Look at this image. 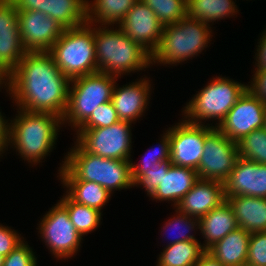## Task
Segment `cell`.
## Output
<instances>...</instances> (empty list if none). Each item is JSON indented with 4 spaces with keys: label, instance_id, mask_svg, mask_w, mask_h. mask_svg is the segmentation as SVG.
Instances as JSON below:
<instances>
[{
    "label": "cell",
    "instance_id": "cell-1",
    "mask_svg": "<svg viewBox=\"0 0 266 266\" xmlns=\"http://www.w3.org/2000/svg\"><path fill=\"white\" fill-rule=\"evenodd\" d=\"M69 84L48 52H28L9 75L6 92L19 109L62 118L68 104Z\"/></svg>",
    "mask_w": 266,
    "mask_h": 266
},
{
    "label": "cell",
    "instance_id": "cell-2",
    "mask_svg": "<svg viewBox=\"0 0 266 266\" xmlns=\"http://www.w3.org/2000/svg\"><path fill=\"white\" fill-rule=\"evenodd\" d=\"M62 162L58 170L61 181L95 182L110 194L134 187L131 161L96 156L85 151L77 142Z\"/></svg>",
    "mask_w": 266,
    "mask_h": 266
},
{
    "label": "cell",
    "instance_id": "cell-3",
    "mask_svg": "<svg viewBox=\"0 0 266 266\" xmlns=\"http://www.w3.org/2000/svg\"><path fill=\"white\" fill-rule=\"evenodd\" d=\"M17 113L14 120H10L8 145L14 146L24 161L37 165L54 148L62 118L19 108Z\"/></svg>",
    "mask_w": 266,
    "mask_h": 266
},
{
    "label": "cell",
    "instance_id": "cell-4",
    "mask_svg": "<svg viewBox=\"0 0 266 266\" xmlns=\"http://www.w3.org/2000/svg\"><path fill=\"white\" fill-rule=\"evenodd\" d=\"M92 26L98 72L119 77L152 66V56L120 28Z\"/></svg>",
    "mask_w": 266,
    "mask_h": 266
},
{
    "label": "cell",
    "instance_id": "cell-5",
    "mask_svg": "<svg viewBox=\"0 0 266 266\" xmlns=\"http://www.w3.org/2000/svg\"><path fill=\"white\" fill-rule=\"evenodd\" d=\"M209 26L187 16L177 23L163 26L161 42L152 55V64L176 66L198 56L211 41L212 30Z\"/></svg>",
    "mask_w": 266,
    "mask_h": 266
},
{
    "label": "cell",
    "instance_id": "cell-6",
    "mask_svg": "<svg viewBox=\"0 0 266 266\" xmlns=\"http://www.w3.org/2000/svg\"><path fill=\"white\" fill-rule=\"evenodd\" d=\"M48 53L69 80L98 72L92 24L64 29Z\"/></svg>",
    "mask_w": 266,
    "mask_h": 266
},
{
    "label": "cell",
    "instance_id": "cell-7",
    "mask_svg": "<svg viewBox=\"0 0 266 266\" xmlns=\"http://www.w3.org/2000/svg\"><path fill=\"white\" fill-rule=\"evenodd\" d=\"M246 90L247 85L244 83L217 76L189 100L182 115L193 124L202 125V120H218L215 124L217 127Z\"/></svg>",
    "mask_w": 266,
    "mask_h": 266
},
{
    "label": "cell",
    "instance_id": "cell-8",
    "mask_svg": "<svg viewBox=\"0 0 266 266\" xmlns=\"http://www.w3.org/2000/svg\"><path fill=\"white\" fill-rule=\"evenodd\" d=\"M116 76L96 72L70 80L68 104L62 123L75 130L92 114L96 107L111 101Z\"/></svg>",
    "mask_w": 266,
    "mask_h": 266
},
{
    "label": "cell",
    "instance_id": "cell-9",
    "mask_svg": "<svg viewBox=\"0 0 266 266\" xmlns=\"http://www.w3.org/2000/svg\"><path fill=\"white\" fill-rule=\"evenodd\" d=\"M131 125L128 121L120 120L108 127L77 129L76 142L96 156L131 161Z\"/></svg>",
    "mask_w": 266,
    "mask_h": 266
},
{
    "label": "cell",
    "instance_id": "cell-10",
    "mask_svg": "<svg viewBox=\"0 0 266 266\" xmlns=\"http://www.w3.org/2000/svg\"><path fill=\"white\" fill-rule=\"evenodd\" d=\"M51 207L38 224V232L56 259L75 256L82 236L72 224L67 210L59 203Z\"/></svg>",
    "mask_w": 266,
    "mask_h": 266
},
{
    "label": "cell",
    "instance_id": "cell-11",
    "mask_svg": "<svg viewBox=\"0 0 266 266\" xmlns=\"http://www.w3.org/2000/svg\"><path fill=\"white\" fill-rule=\"evenodd\" d=\"M238 158V144L215 127L205 137L203 154L197 169L198 178L224 183Z\"/></svg>",
    "mask_w": 266,
    "mask_h": 266
},
{
    "label": "cell",
    "instance_id": "cell-12",
    "mask_svg": "<svg viewBox=\"0 0 266 266\" xmlns=\"http://www.w3.org/2000/svg\"><path fill=\"white\" fill-rule=\"evenodd\" d=\"M215 126L193 124L186 120L169 127L170 159L172 165L197 171L203 154L205 137Z\"/></svg>",
    "mask_w": 266,
    "mask_h": 266
},
{
    "label": "cell",
    "instance_id": "cell-13",
    "mask_svg": "<svg viewBox=\"0 0 266 266\" xmlns=\"http://www.w3.org/2000/svg\"><path fill=\"white\" fill-rule=\"evenodd\" d=\"M265 107L266 104L247 89L217 128L237 143L253 130L263 128Z\"/></svg>",
    "mask_w": 266,
    "mask_h": 266
},
{
    "label": "cell",
    "instance_id": "cell-14",
    "mask_svg": "<svg viewBox=\"0 0 266 266\" xmlns=\"http://www.w3.org/2000/svg\"><path fill=\"white\" fill-rule=\"evenodd\" d=\"M22 44L28 52H48L64 27L40 11L18 10Z\"/></svg>",
    "mask_w": 266,
    "mask_h": 266
},
{
    "label": "cell",
    "instance_id": "cell-15",
    "mask_svg": "<svg viewBox=\"0 0 266 266\" xmlns=\"http://www.w3.org/2000/svg\"><path fill=\"white\" fill-rule=\"evenodd\" d=\"M118 27L151 56L161 42L163 25L159 22L154 11L142 0H138L134 4L118 24Z\"/></svg>",
    "mask_w": 266,
    "mask_h": 266
},
{
    "label": "cell",
    "instance_id": "cell-16",
    "mask_svg": "<svg viewBox=\"0 0 266 266\" xmlns=\"http://www.w3.org/2000/svg\"><path fill=\"white\" fill-rule=\"evenodd\" d=\"M27 53L20 37L18 9L12 0H0V68L10 75Z\"/></svg>",
    "mask_w": 266,
    "mask_h": 266
},
{
    "label": "cell",
    "instance_id": "cell-17",
    "mask_svg": "<svg viewBox=\"0 0 266 266\" xmlns=\"http://www.w3.org/2000/svg\"><path fill=\"white\" fill-rule=\"evenodd\" d=\"M18 10L40 11L65 29L87 23V0H12Z\"/></svg>",
    "mask_w": 266,
    "mask_h": 266
},
{
    "label": "cell",
    "instance_id": "cell-18",
    "mask_svg": "<svg viewBox=\"0 0 266 266\" xmlns=\"http://www.w3.org/2000/svg\"><path fill=\"white\" fill-rule=\"evenodd\" d=\"M225 196L246 195L266 198V164L239 157L224 182Z\"/></svg>",
    "mask_w": 266,
    "mask_h": 266
},
{
    "label": "cell",
    "instance_id": "cell-19",
    "mask_svg": "<svg viewBox=\"0 0 266 266\" xmlns=\"http://www.w3.org/2000/svg\"><path fill=\"white\" fill-rule=\"evenodd\" d=\"M225 200L223 182L198 179L190 191L180 200L176 209L200 219Z\"/></svg>",
    "mask_w": 266,
    "mask_h": 266
},
{
    "label": "cell",
    "instance_id": "cell-20",
    "mask_svg": "<svg viewBox=\"0 0 266 266\" xmlns=\"http://www.w3.org/2000/svg\"><path fill=\"white\" fill-rule=\"evenodd\" d=\"M147 79L149 78L145 76L131 84L123 85V87H118L115 84L111 102L121 121L132 123L142 117L149 104V97H151V84Z\"/></svg>",
    "mask_w": 266,
    "mask_h": 266
},
{
    "label": "cell",
    "instance_id": "cell-21",
    "mask_svg": "<svg viewBox=\"0 0 266 266\" xmlns=\"http://www.w3.org/2000/svg\"><path fill=\"white\" fill-rule=\"evenodd\" d=\"M198 179L196 170L171 165L169 170H163L161 183L149 197L156 201H172L175 209Z\"/></svg>",
    "mask_w": 266,
    "mask_h": 266
},
{
    "label": "cell",
    "instance_id": "cell-22",
    "mask_svg": "<svg viewBox=\"0 0 266 266\" xmlns=\"http://www.w3.org/2000/svg\"><path fill=\"white\" fill-rule=\"evenodd\" d=\"M240 228L249 233L266 232V198L225 196Z\"/></svg>",
    "mask_w": 266,
    "mask_h": 266
},
{
    "label": "cell",
    "instance_id": "cell-23",
    "mask_svg": "<svg viewBox=\"0 0 266 266\" xmlns=\"http://www.w3.org/2000/svg\"><path fill=\"white\" fill-rule=\"evenodd\" d=\"M199 220L200 233H202L203 238H205V244L203 243L202 246L206 251L228 233L239 227L233 209L227 200L213 208Z\"/></svg>",
    "mask_w": 266,
    "mask_h": 266
},
{
    "label": "cell",
    "instance_id": "cell-24",
    "mask_svg": "<svg viewBox=\"0 0 266 266\" xmlns=\"http://www.w3.org/2000/svg\"><path fill=\"white\" fill-rule=\"evenodd\" d=\"M251 233L238 227L212 246L208 252L224 266H239L247 261Z\"/></svg>",
    "mask_w": 266,
    "mask_h": 266
},
{
    "label": "cell",
    "instance_id": "cell-25",
    "mask_svg": "<svg viewBox=\"0 0 266 266\" xmlns=\"http://www.w3.org/2000/svg\"><path fill=\"white\" fill-rule=\"evenodd\" d=\"M138 0H87V23L119 24Z\"/></svg>",
    "mask_w": 266,
    "mask_h": 266
},
{
    "label": "cell",
    "instance_id": "cell-26",
    "mask_svg": "<svg viewBox=\"0 0 266 266\" xmlns=\"http://www.w3.org/2000/svg\"><path fill=\"white\" fill-rule=\"evenodd\" d=\"M186 16L208 24L237 14L233 0H186Z\"/></svg>",
    "mask_w": 266,
    "mask_h": 266
},
{
    "label": "cell",
    "instance_id": "cell-27",
    "mask_svg": "<svg viewBox=\"0 0 266 266\" xmlns=\"http://www.w3.org/2000/svg\"><path fill=\"white\" fill-rule=\"evenodd\" d=\"M66 195L74 202L101 212L111 194L101 185L91 181H61Z\"/></svg>",
    "mask_w": 266,
    "mask_h": 266
},
{
    "label": "cell",
    "instance_id": "cell-28",
    "mask_svg": "<svg viewBox=\"0 0 266 266\" xmlns=\"http://www.w3.org/2000/svg\"><path fill=\"white\" fill-rule=\"evenodd\" d=\"M206 252L200 241H181L167 244L156 266H194Z\"/></svg>",
    "mask_w": 266,
    "mask_h": 266
},
{
    "label": "cell",
    "instance_id": "cell-29",
    "mask_svg": "<svg viewBox=\"0 0 266 266\" xmlns=\"http://www.w3.org/2000/svg\"><path fill=\"white\" fill-rule=\"evenodd\" d=\"M59 203L67 210L72 224L82 237L98 229L102 212L89 206L78 204L66 194L59 200Z\"/></svg>",
    "mask_w": 266,
    "mask_h": 266
},
{
    "label": "cell",
    "instance_id": "cell-30",
    "mask_svg": "<svg viewBox=\"0 0 266 266\" xmlns=\"http://www.w3.org/2000/svg\"><path fill=\"white\" fill-rule=\"evenodd\" d=\"M237 144L239 157L266 164V130L264 128L253 130Z\"/></svg>",
    "mask_w": 266,
    "mask_h": 266
},
{
    "label": "cell",
    "instance_id": "cell-31",
    "mask_svg": "<svg viewBox=\"0 0 266 266\" xmlns=\"http://www.w3.org/2000/svg\"><path fill=\"white\" fill-rule=\"evenodd\" d=\"M163 25L177 23L186 16V0H142Z\"/></svg>",
    "mask_w": 266,
    "mask_h": 266
},
{
    "label": "cell",
    "instance_id": "cell-32",
    "mask_svg": "<svg viewBox=\"0 0 266 266\" xmlns=\"http://www.w3.org/2000/svg\"><path fill=\"white\" fill-rule=\"evenodd\" d=\"M175 211L177 212L176 215L172 216L173 218L167 220L168 222L165 223L163 227V231H161V232H164V231L166 232L169 229L171 230L175 229V231L177 230L178 233L173 237L174 239L171 238L170 240L171 242H169L168 244H174L177 242L189 241V240L199 241L196 239V237L193 234H191V231L193 230L195 231V229L196 230L200 229V220L198 218L191 217L190 215L184 214L180 212L178 209H176ZM166 233H165V236H166Z\"/></svg>",
    "mask_w": 266,
    "mask_h": 266
},
{
    "label": "cell",
    "instance_id": "cell-33",
    "mask_svg": "<svg viewBox=\"0 0 266 266\" xmlns=\"http://www.w3.org/2000/svg\"><path fill=\"white\" fill-rule=\"evenodd\" d=\"M161 138V143L157 148H152L153 152H149L147 156H144L142 163L133 164L131 161V173L133 183L144 174V168L155 167L156 163L160 161L168 160L170 158V138L169 131H165ZM146 155V154H145Z\"/></svg>",
    "mask_w": 266,
    "mask_h": 266
},
{
    "label": "cell",
    "instance_id": "cell-34",
    "mask_svg": "<svg viewBox=\"0 0 266 266\" xmlns=\"http://www.w3.org/2000/svg\"><path fill=\"white\" fill-rule=\"evenodd\" d=\"M120 121L112 102H106L96 107L91 116L78 129H93L108 127Z\"/></svg>",
    "mask_w": 266,
    "mask_h": 266
},
{
    "label": "cell",
    "instance_id": "cell-35",
    "mask_svg": "<svg viewBox=\"0 0 266 266\" xmlns=\"http://www.w3.org/2000/svg\"><path fill=\"white\" fill-rule=\"evenodd\" d=\"M171 165V159L169 158L156 163L155 167L144 168V174L133 183V186H143L147 195L150 196L161 183L163 170H169Z\"/></svg>",
    "mask_w": 266,
    "mask_h": 266
},
{
    "label": "cell",
    "instance_id": "cell-36",
    "mask_svg": "<svg viewBox=\"0 0 266 266\" xmlns=\"http://www.w3.org/2000/svg\"><path fill=\"white\" fill-rule=\"evenodd\" d=\"M246 262L255 266H266V232L251 233Z\"/></svg>",
    "mask_w": 266,
    "mask_h": 266
},
{
    "label": "cell",
    "instance_id": "cell-37",
    "mask_svg": "<svg viewBox=\"0 0 266 266\" xmlns=\"http://www.w3.org/2000/svg\"><path fill=\"white\" fill-rule=\"evenodd\" d=\"M3 266H38L37 257L24 240L4 258Z\"/></svg>",
    "mask_w": 266,
    "mask_h": 266
},
{
    "label": "cell",
    "instance_id": "cell-38",
    "mask_svg": "<svg viewBox=\"0 0 266 266\" xmlns=\"http://www.w3.org/2000/svg\"><path fill=\"white\" fill-rule=\"evenodd\" d=\"M23 241L21 234L19 235L16 230L0 224V255L6 257Z\"/></svg>",
    "mask_w": 266,
    "mask_h": 266
},
{
    "label": "cell",
    "instance_id": "cell-39",
    "mask_svg": "<svg viewBox=\"0 0 266 266\" xmlns=\"http://www.w3.org/2000/svg\"><path fill=\"white\" fill-rule=\"evenodd\" d=\"M250 85L247 89L266 104V71H254Z\"/></svg>",
    "mask_w": 266,
    "mask_h": 266
},
{
    "label": "cell",
    "instance_id": "cell-40",
    "mask_svg": "<svg viewBox=\"0 0 266 266\" xmlns=\"http://www.w3.org/2000/svg\"><path fill=\"white\" fill-rule=\"evenodd\" d=\"M266 30V29H265ZM258 42L256 57L255 71H266V31H264Z\"/></svg>",
    "mask_w": 266,
    "mask_h": 266
},
{
    "label": "cell",
    "instance_id": "cell-41",
    "mask_svg": "<svg viewBox=\"0 0 266 266\" xmlns=\"http://www.w3.org/2000/svg\"><path fill=\"white\" fill-rule=\"evenodd\" d=\"M9 129L10 123L5 116L1 114L0 111V156L5 151L8 150V143H9Z\"/></svg>",
    "mask_w": 266,
    "mask_h": 266
},
{
    "label": "cell",
    "instance_id": "cell-42",
    "mask_svg": "<svg viewBox=\"0 0 266 266\" xmlns=\"http://www.w3.org/2000/svg\"><path fill=\"white\" fill-rule=\"evenodd\" d=\"M194 266H224L219 260L206 251Z\"/></svg>",
    "mask_w": 266,
    "mask_h": 266
},
{
    "label": "cell",
    "instance_id": "cell-43",
    "mask_svg": "<svg viewBox=\"0 0 266 266\" xmlns=\"http://www.w3.org/2000/svg\"><path fill=\"white\" fill-rule=\"evenodd\" d=\"M2 85L4 88L7 87L9 89V75L0 68V87L3 88Z\"/></svg>",
    "mask_w": 266,
    "mask_h": 266
},
{
    "label": "cell",
    "instance_id": "cell-44",
    "mask_svg": "<svg viewBox=\"0 0 266 266\" xmlns=\"http://www.w3.org/2000/svg\"><path fill=\"white\" fill-rule=\"evenodd\" d=\"M263 128L266 130V107H265V114H264Z\"/></svg>",
    "mask_w": 266,
    "mask_h": 266
},
{
    "label": "cell",
    "instance_id": "cell-45",
    "mask_svg": "<svg viewBox=\"0 0 266 266\" xmlns=\"http://www.w3.org/2000/svg\"><path fill=\"white\" fill-rule=\"evenodd\" d=\"M4 256L0 255V266H3L4 264Z\"/></svg>",
    "mask_w": 266,
    "mask_h": 266
},
{
    "label": "cell",
    "instance_id": "cell-46",
    "mask_svg": "<svg viewBox=\"0 0 266 266\" xmlns=\"http://www.w3.org/2000/svg\"><path fill=\"white\" fill-rule=\"evenodd\" d=\"M239 266H255V265L245 262V263L240 264Z\"/></svg>",
    "mask_w": 266,
    "mask_h": 266
}]
</instances>
